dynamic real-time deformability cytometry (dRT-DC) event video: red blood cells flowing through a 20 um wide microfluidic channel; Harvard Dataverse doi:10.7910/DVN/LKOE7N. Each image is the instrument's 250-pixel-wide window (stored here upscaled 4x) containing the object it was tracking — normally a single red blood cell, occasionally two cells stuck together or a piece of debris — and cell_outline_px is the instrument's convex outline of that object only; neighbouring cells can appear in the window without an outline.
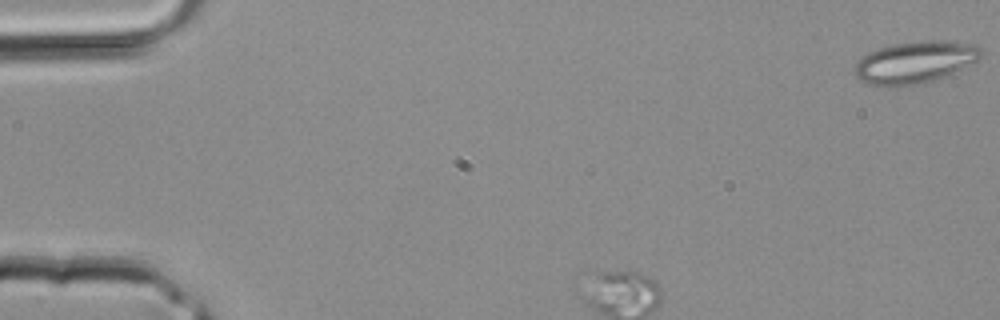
{"species": "common noctule bat (a hibernating species)", "species_latin": "Nyctalus noctula", "temperature_condition": "room temperature", "stored_images_in_passage": 10, "camera_frame_rate_fps": 3000, "um_per_image_px": 0.085, "animal": {"sex": "male", "body_mass_g": 20.4}, "frame": {"image": 1, "passage_image": 1, "time_ms": 0.0, "image_size_px": [1000, 320], "cell_outline_px": [[984, 56], [980, 60], [944, 76], [920, 84], [896, 88], [864, 84], [856, 76], [856, 64], [868, 52], [876, 48], [892, 44], [932, 40], [940, 40], [972, 44], [980, 48]], "centroid_in_image_um": [77.76, 5.31], "position_along_channel_um": 7.2, "area_um2": 31.1}}
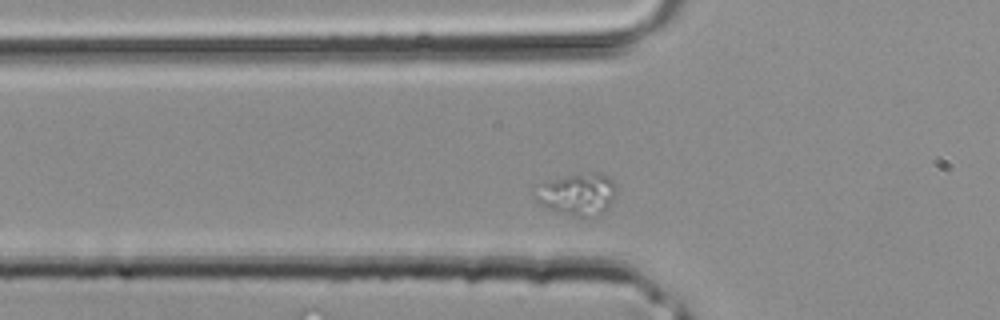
{"frame": {"image": 2, "passage_image": 7, "time_ms": 2.0, "image_size_px": [1000, 320], "cell_outline_px": [[616, 196], [608, 208], [604, 212], [588, 216], [572, 216], [556, 212], [540, 204], [532, 196], [532, 184], [568, 176], [592, 172], [600, 172], [608, 176], [616, 184]], "centroid_in_image_um": [49.02, 16.49], "position_along_channel_um": 76.8, "area_um2": 20.4}}
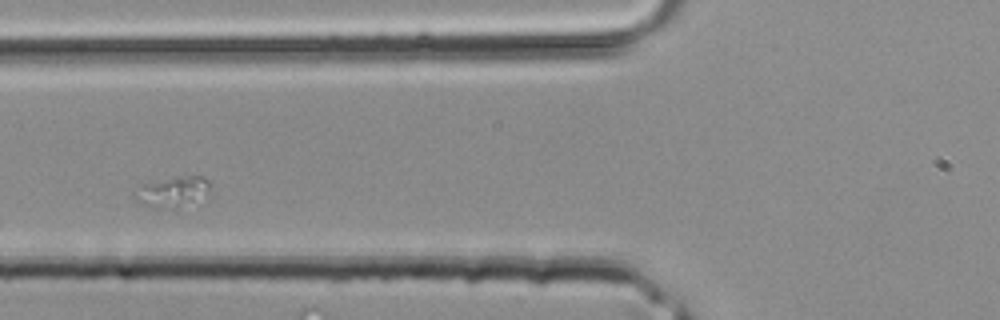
{"frame": {"image": 3, "passage_image": 9, "time_ms": 2.667, "image_size_px": [1000, 320], "cell_outline_px": [[208, 188], [180, 212], [152, 208], [136, 200], [132, 196], [132, 192], [144, 184], [180, 176], [204, 176], [208, 180]], "centroid_in_image_um": [14.58, 16.37], "position_along_channel_um": 111.2, "area_um2": 13.47}}